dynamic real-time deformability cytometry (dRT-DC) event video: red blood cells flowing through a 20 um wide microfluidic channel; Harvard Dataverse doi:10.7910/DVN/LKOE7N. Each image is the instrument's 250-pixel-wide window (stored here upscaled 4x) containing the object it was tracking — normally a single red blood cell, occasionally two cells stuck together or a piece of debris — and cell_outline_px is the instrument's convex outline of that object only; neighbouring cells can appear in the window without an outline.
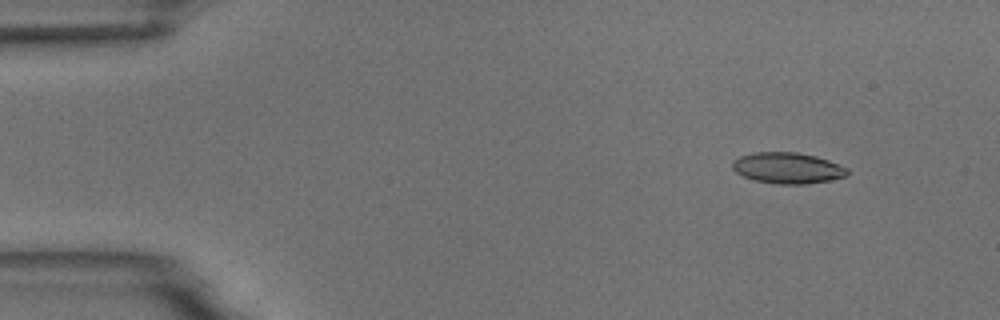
{"species": "common noctule bat (a hibernating species)", "species_latin": "Nyctalus noctula", "temperature_condition": "room temperature", "stored_images_in_passage": 5, "camera_frame_rate_fps": 3000, "um_per_image_px": 0.085, "animal": {"sex": "male", "body_mass_g": 18.8}, "frame": {"image": 1, "passage_image": 2, "time_ms": 1.0, "image_size_px": [1000, 320], "cell_outline_px": [[848, 176], [828, 180], [804, 184], [776, 184], [756, 180], [744, 176], [736, 172], [732, 168], [732, 160], [740, 156], [752, 152], [796, 152], [816, 156], [828, 160], [848, 168]], "centroid_in_image_um": [66.93, 14.27], "position_along_channel_um": 18.1, "area_um2": 20.75}}
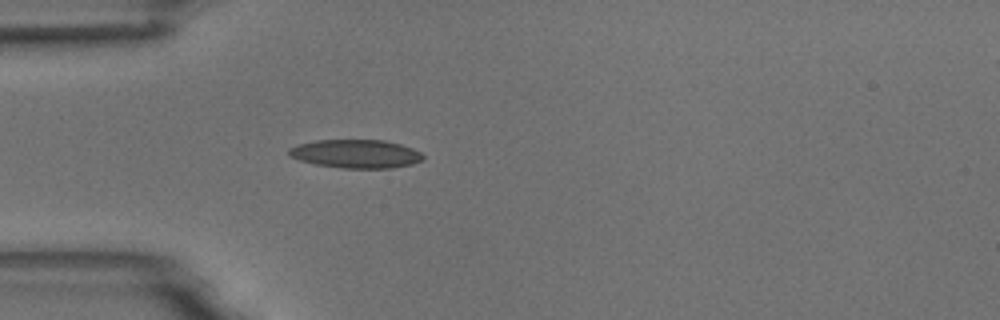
{"frame": {"image": 2, "passage_image": 4, "time_ms": 4.333, "image_size_px": [1000, 320], "cell_outline_px": [[424, 160], [412, 164], [392, 168], [344, 168], [316, 164], [300, 160], [288, 156], [288, 148], [296, 144], [316, 140], [384, 140], [400, 144], [412, 148], [420, 152], [424, 156]], "centroid_in_image_um": [30.24, 13.07], "position_along_channel_um": 54.8, "area_um2": 22.37}}